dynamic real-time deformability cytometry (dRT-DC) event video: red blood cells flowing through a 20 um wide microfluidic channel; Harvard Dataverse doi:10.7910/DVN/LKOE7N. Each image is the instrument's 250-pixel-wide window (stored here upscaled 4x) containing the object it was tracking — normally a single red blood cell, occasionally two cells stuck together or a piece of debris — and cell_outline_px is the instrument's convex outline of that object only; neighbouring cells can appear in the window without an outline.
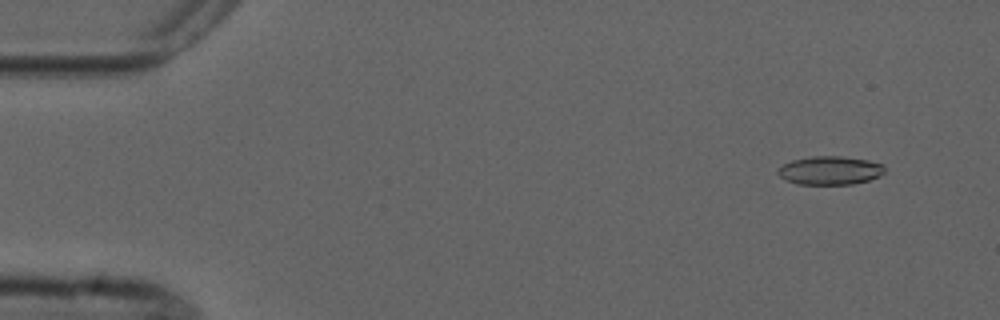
{"species": "common noctule bat (a hibernating species)", "species_latin": "Nyctalus noctula", "temperature_condition": "cold", "stored_images_in_passage": 6, "camera_frame_rate_fps": 3000, "um_per_image_px": 0.085, "animal": {"sex": "male", "forearm_length_mm": 52.5}, "frame": {"image": 1, "passage_image": 1, "time_ms": 0.0, "image_size_px": [1000, 320], "cell_outline_px": [[884, 172], [880, 176], [868, 180], [852, 184], [800, 184], [788, 180], [780, 176], [776, 172], [784, 164], [792, 160], [812, 156], [840, 156], [868, 160], [884, 164]], "centroid_in_image_um": [70.58, 14.48], "position_along_channel_um": 14.4, "area_um2": 17.57}}
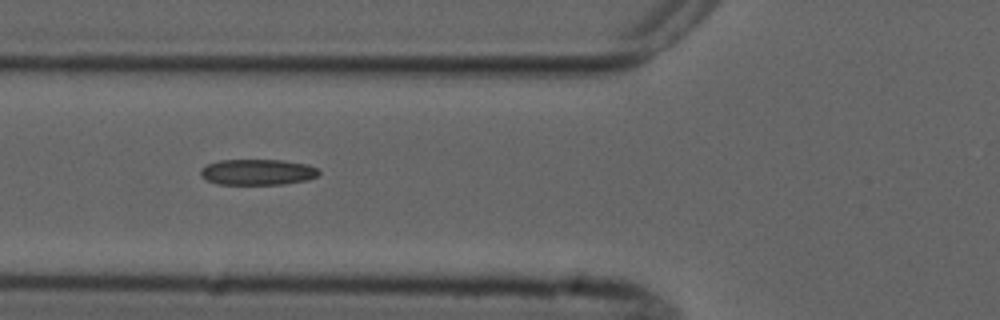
{"frame": {"image": 2, "passage_image": 5, "time_ms": 5.333, "image_size_px": [1000, 320], "cell_outline_px": [[320, 172], [316, 176], [308, 180], [284, 184], [216, 184], [200, 176], [200, 168], [208, 164], [220, 160], [284, 160], [308, 164], [316, 168]], "centroid_in_image_um": [21.89, 14.62], "position_along_channel_um": 103.9, "area_um2": 17.86}}
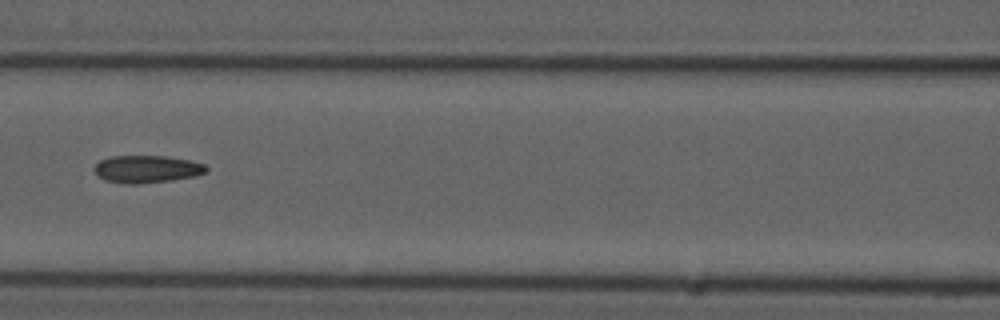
{"frame": {"image": 3, "passage_image": 6, "time_ms": 6.667, "image_size_px": [1000, 320], "cell_outline_px": [[208, 172], [196, 176], [172, 180], [136, 184], [128, 184], [104, 180], [96, 176], [92, 168], [100, 160], [112, 156], [164, 156], [188, 160], [204, 164], [208, 168]], "centroid_in_image_um": [12.45, 14.38], "position_along_channel_um": 154.1, "area_um2": 18.03}}